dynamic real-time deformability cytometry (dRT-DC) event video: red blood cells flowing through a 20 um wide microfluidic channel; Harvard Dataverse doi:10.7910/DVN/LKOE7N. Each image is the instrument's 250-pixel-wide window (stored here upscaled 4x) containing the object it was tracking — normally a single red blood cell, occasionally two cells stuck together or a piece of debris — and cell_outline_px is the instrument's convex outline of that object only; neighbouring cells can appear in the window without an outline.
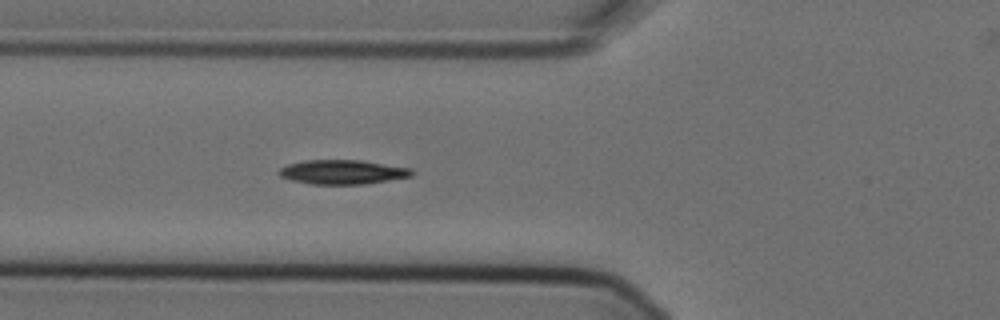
{"species": "Egyptian fruit bat (a non-hibernating species)", "species_latin": "Rousettus aegyptiacus", "temperature_condition": "cold", "stored_images_in_passage": 7, "segment_of_instrument_passage": [1, 2], "camera_frame_rate_fps": 3000, "um_per_image_px": 0.085, "animal": {"sex": "female"}, "frame": {"image": 1, "passage_image": 6, "time_ms": 1.667, "image_size_px": [1000, 320], "cell_outline_px": [[416, 172], [412, 176], [364, 184], [312, 184], [292, 180], [280, 176], [276, 172], [280, 168], [288, 164], [304, 160], [360, 160], [412, 168]], "centroid_in_image_um": [29.12, 14.62], "position_along_channel_um": 96.7, "area_um2": 18.84}}